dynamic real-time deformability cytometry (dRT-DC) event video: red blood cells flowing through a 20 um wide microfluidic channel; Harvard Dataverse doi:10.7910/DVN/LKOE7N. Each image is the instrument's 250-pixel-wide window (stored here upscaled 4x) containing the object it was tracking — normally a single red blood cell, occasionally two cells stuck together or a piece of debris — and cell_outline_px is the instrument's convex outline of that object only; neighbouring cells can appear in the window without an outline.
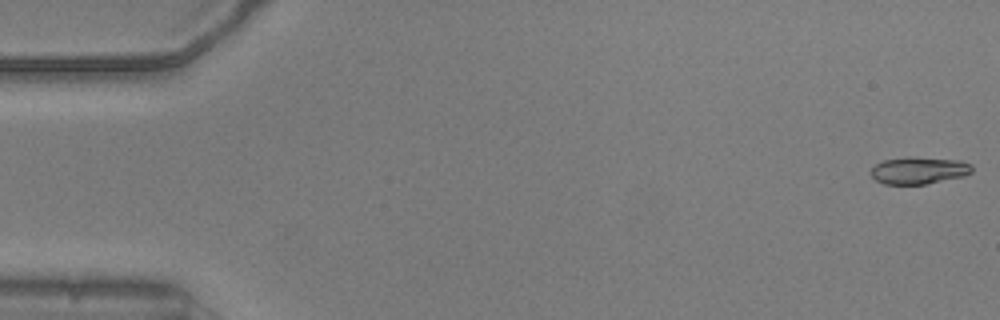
{"species": "common noctule bat (a hibernating species)", "species_latin": "Nyctalus noctula", "temperature_condition": "warm", "stored_images_in_passage": 53, "camera_frame_rate_fps": 3000, "um_per_image_px": 0.085, "animal": {"sex": "male", "body_mass_g": 20.5, "forearm_length_mm": 52.5}, "frame": {"image": 1, "passage_image": 1, "time_ms": 0.0, "image_size_px": [1000, 320], "cell_outline_px": [[972, 172], [964, 176], [924, 184], [884, 184], [876, 180], [868, 172], [876, 164], [884, 160], [908, 156], [960, 160], [972, 164]], "centroid_in_image_um": [78.09, 14.47], "position_along_channel_um": 6.9, "area_um2": 16.07}}
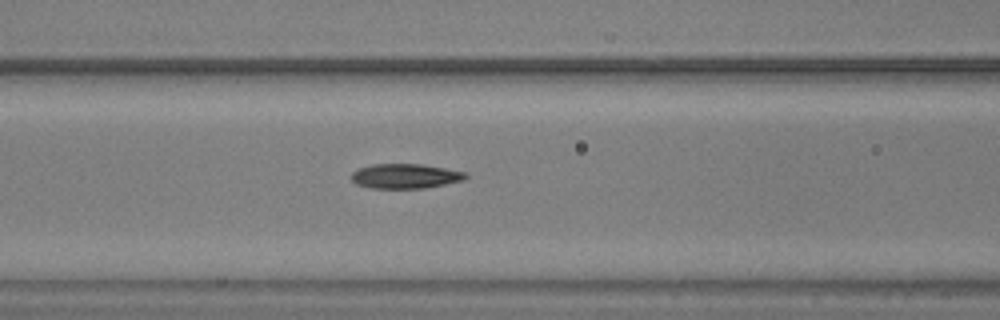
{"frame": {"image": 2, "passage_image": 22, "time_ms": 7.0, "image_size_px": [1000, 320], "cell_outline_px": [[468, 176], [464, 180], [424, 188], [368, 188], [356, 184], [352, 180], [352, 172], [360, 168], [372, 164], [420, 164], [444, 168], [464, 172]], "centroid_in_image_um": [34.42, 14.97], "position_along_channel_um": 132.2, "area_um2": 16.3}}
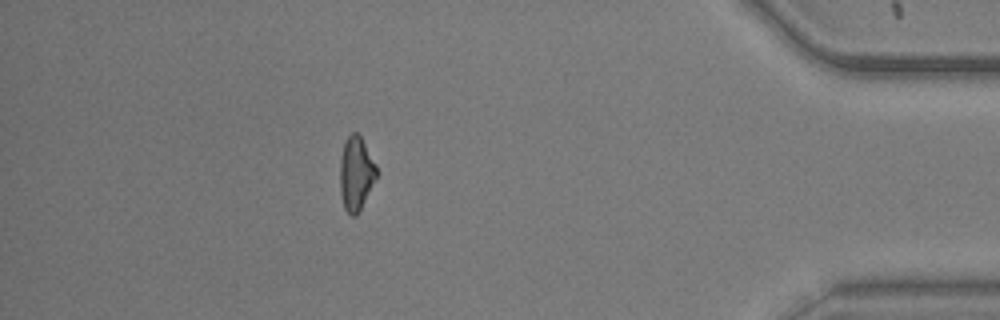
{"frame": {"image": 3, "passage_image": 47, "time_ms": 15.333, "image_size_px": [1000, 320], "cell_outline_px": [[376, 176], [356, 216], [352, 216], [344, 208], [340, 192], [340, 156], [344, 144], [348, 136], [352, 132], [356, 132], [360, 136], [376, 164]], "centroid_in_image_um": [30.23, 14.72], "position_along_channel_um": 405.0, "area_um2": 15.32}, "authors_computed_cell_mechanics": {"area_um2": 16.2996, "velocity_mm_per_s": 3.837, "shape_relaxation_time_tau1_ms": null, "shape_relaxation_time_tau2_ms": 4.76, "deformation_change_tau1": null, "deformation_change_tau2": 0.1304}}